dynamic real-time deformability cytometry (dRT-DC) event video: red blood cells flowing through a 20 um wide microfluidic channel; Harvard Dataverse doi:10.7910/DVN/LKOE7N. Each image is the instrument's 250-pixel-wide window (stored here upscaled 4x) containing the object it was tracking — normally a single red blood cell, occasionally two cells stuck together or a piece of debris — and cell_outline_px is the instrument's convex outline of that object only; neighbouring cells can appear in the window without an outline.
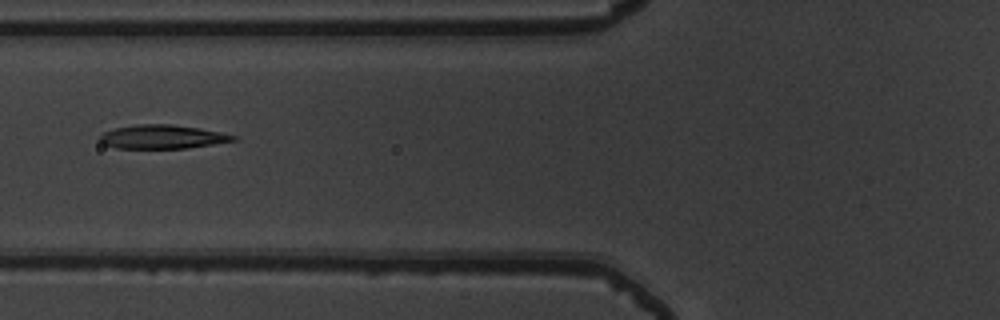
{"species": "common noctule bat (a hibernating species)", "species_latin": "Nyctalus noctula", "temperature_condition": "warm", "stored_images_in_passage": 7, "camera_frame_rate_fps": 3000, "um_per_image_px": 0.085, "animal": {"sex": "male", "body_mass_g": 19.5, "forearm_length_mm": 54.6}, "frame": {"image": 1, "passage_image": 7, "time_ms": 2.0, "image_size_px": [1000, 320], "cell_outline_px": [[236, 140], [188, 148], [116, 148], [104, 144], [100, 140], [100, 136], [104, 132], [116, 128], [136, 124], [172, 124], [200, 128], [220, 132], [236, 136]], "centroid_in_image_um": [13.8, 11.62], "position_along_channel_um": 112.0, "area_um2": 18.32}}